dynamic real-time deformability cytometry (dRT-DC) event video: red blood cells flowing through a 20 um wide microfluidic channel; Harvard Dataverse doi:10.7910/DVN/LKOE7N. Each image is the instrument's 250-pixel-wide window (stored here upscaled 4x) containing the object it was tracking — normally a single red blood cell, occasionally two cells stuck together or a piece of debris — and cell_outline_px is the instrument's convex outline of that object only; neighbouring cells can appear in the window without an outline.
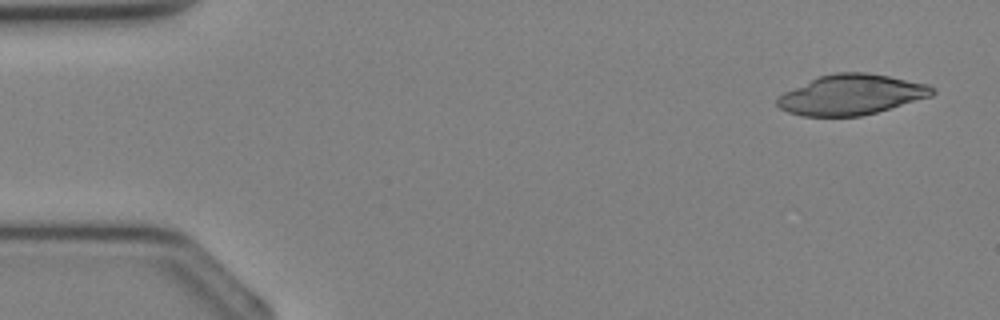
{"species": "Egyptian fruit bat (a non-hibernating species)", "species_latin": "Rousettus aegyptiacus", "temperature_condition": "cold", "stored_images_in_passage": 17, "camera_frame_rate_fps": 3000, "um_per_image_px": 0.085, "animal": {"sex": "female"}, "frame": {"image": 1, "passage_image": 2, "time_ms": 0.333, "image_size_px": [1000, 320], "cell_outline_px": [[936, 92], [932, 96], [876, 112], [860, 116], [800, 116], [788, 112], [780, 108], [776, 104], [776, 100], [784, 92], [820, 76], [836, 72], [864, 72], [888, 76], [928, 84], [936, 88]], "centroid_in_image_um": [72.38, 8.05], "position_along_channel_um": 12.6, "area_um2": 36.13}}